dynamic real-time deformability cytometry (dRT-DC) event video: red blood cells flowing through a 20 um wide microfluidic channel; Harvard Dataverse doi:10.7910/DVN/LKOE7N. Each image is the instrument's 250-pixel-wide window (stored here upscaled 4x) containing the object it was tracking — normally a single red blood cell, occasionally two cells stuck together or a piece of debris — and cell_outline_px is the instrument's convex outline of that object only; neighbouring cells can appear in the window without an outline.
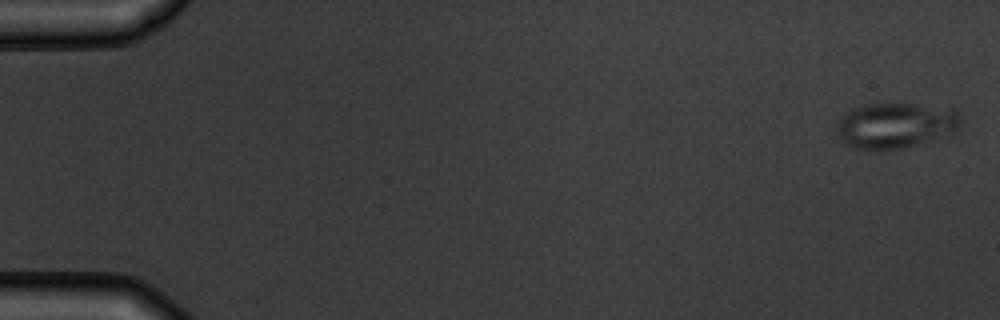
{"species": "common noctule bat (a hibernating species)", "species_latin": "Nyctalus noctula", "temperature_condition": "warm", "stored_images_in_passage": 5, "camera_frame_rate_fps": 3000, "um_per_image_px": 0.085, "animal": {"sex": "male", "body_mass_g": 19.5, "forearm_length_mm": 54.6}, "frame": {"image": 1, "passage_image": 1, "time_ms": 0.0, "image_size_px": [1000, 320], "cell_outline_px": [[960, 124], [952, 132], [900, 148], [860, 148], [848, 144], [840, 136], [836, 124], [848, 112], [856, 108], [868, 104], [912, 104], [952, 108], [960, 116]], "centroid_in_image_um": [76.13, 10.62], "position_along_channel_um": 8.9, "area_um2": 31.33}}